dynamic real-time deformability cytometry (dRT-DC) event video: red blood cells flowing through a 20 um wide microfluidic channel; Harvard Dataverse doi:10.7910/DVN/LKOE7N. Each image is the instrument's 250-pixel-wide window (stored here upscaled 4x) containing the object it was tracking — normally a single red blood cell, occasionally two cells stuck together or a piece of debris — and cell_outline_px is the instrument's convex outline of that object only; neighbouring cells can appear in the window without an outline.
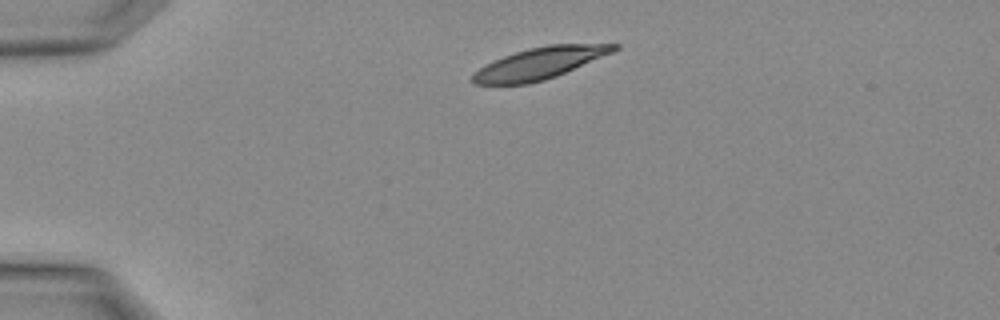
{"species": "Egyptian fruit bat (a non-hibernating species)", "species_latin": "Rousettus aegyptiacus", "temperature_condition": "warm", "stored_images_in_passage": 2, "camera_frame_rate_fps": 3000, "um_per_image_px": 0.085, "animal": {"sex": "female"}, "frame": {"image": 1, "passage_image": 1, "time_ms": 0.0, "image_size_px": [1000, 320], "cell_outline_px": [[620, 48], [612, 52], [556, 76], [544, 80], [528, 84], [476, 84], [472, 80], [472, 76], [484, 64], [492, 60], [528, 48], [548, 44], [620, 44]], "centroid_in_image_um": [45.86, 5.37], "position_along_channel_um": 39.1, "area_um2": 25.72}}